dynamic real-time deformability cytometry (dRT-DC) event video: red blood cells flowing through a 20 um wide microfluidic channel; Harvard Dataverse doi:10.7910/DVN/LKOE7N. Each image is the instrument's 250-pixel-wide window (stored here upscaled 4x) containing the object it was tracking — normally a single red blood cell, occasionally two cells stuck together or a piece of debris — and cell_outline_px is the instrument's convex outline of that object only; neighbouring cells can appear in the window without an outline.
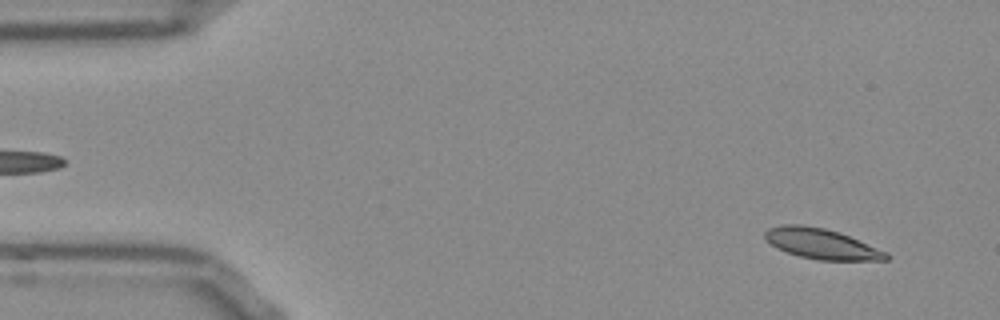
{"species": "Egyptian fruit bat (a non-hibernating species)", "species_latin": "Rousettus aegyptiacus", "temperature_condition": "room temperature", "stored_images_in_passage": 52, "camera_frame_rate_fps": 3000, "um_per_image_px": 0.085, "frame": {"image": 1, "passage_image": 3, "time_ms": 0.667, "image_size_px": [1000, 320], "cell_outline_px": [[892, 256], [888, 260], [820, 260], [800, 256], [776, 248], [764, 236], [764, 232], [768, 228], [780, 224], [800, 224], [824, 228], [840, 232], [888, 252]], "centroid_in_image_um": [69.86, 20.71], "position_along_channel_um": 15.1, "area_um2": 21.5}}
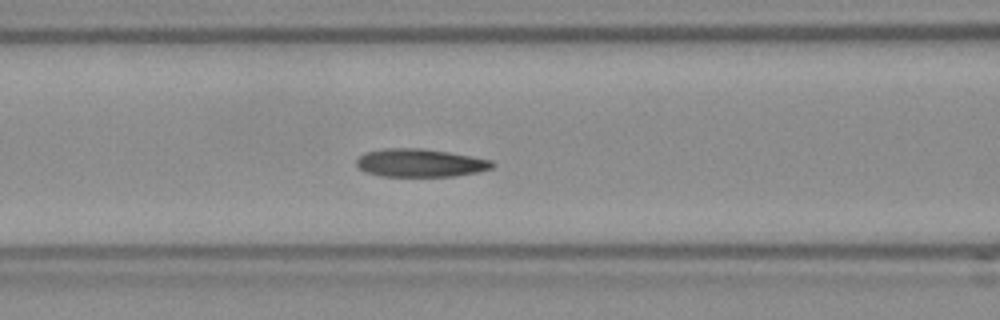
{"frame": {"image": 2, "passage_image": 20, "time_ms": 6.333, "image_size_px": [1000, 320], "cell_outline_px": [[496, 164], [492, 168], [476, 172], [456, 176], [380, 176], [368, 172], [360, 168], [356, 164], [356, 160], [364, 152], [384, 148], [420, 148], [448, 152], [472, 156], [492, 160]], "centroid_in_image_um": [35.72, 13.84], "position_along_channel_um": 130.9, "area_um2": 22.2}}
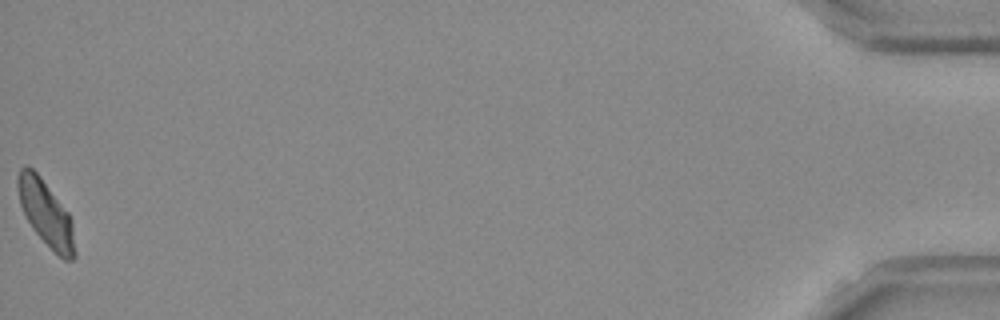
{"frame": {"image": 3, "passage_image": 52, "time_ms": 17.0, "image_size_px": [1000, 320], "cell_outline_px": [[76, 256], [72, 260], [64, 260], [32, 228], [20, 204], [16, 188], [16, 176], [20, 168], [24, 164], [32, 168], [40, 176], [68, 212], [72, 220], [76, 252]], "centroid_in_image_um": [3.89, 18.09], "position_along_channel_um": 431.3, "area_um2": 21.68}, "authors_computed_cell_mechanics": {"area_um2": 22.0218, "velocity_mm_per_s": 3.7938, "shape_relaxation_time_tau1_ms": null, "shape_relaxation_time_tau2_ms": 5.4257, "deformation_change_tau1": null, "deformation_change_tau2": 0.1132}}